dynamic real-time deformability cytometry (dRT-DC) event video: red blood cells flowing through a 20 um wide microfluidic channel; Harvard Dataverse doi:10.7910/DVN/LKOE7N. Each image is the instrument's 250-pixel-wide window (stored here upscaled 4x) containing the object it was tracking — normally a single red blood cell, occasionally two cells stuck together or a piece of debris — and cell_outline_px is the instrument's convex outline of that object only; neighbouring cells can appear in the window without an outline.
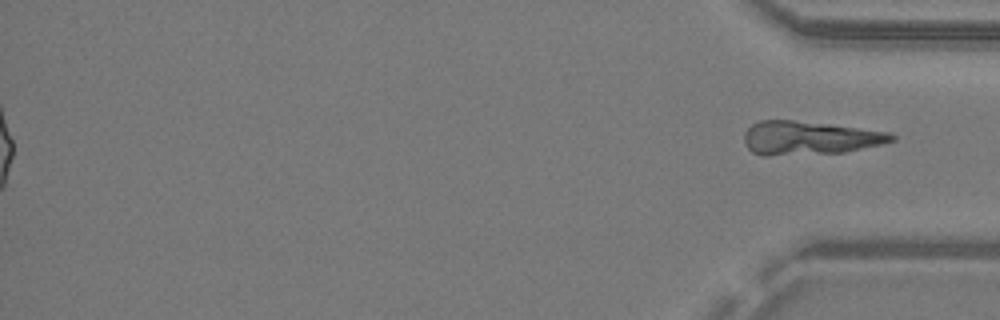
{"species": "common noctule bat (a hibernating species)", "species_latin": "Nyctalus noctula", "temperature_condition": "warm", "stored_images_in_passage": 37, "segment_of_instrument_passage": [2, 2], "camera_frame_rate_fps": 3000, "um_per_image_px": 0.085, "animal": {"sex": "male", "body_mass_g": 19.2, "forearm_length_mm": 51.8}, "frame": {"image": 1, "passage_image": 37, "time_ms": 12.0, "image_size_px": [1000, 320], "cell_outline_px": [[896, 140], [880, 144], [844, 152], [768, 156], [760, 156], [752, 152], [744, 144], [744, 132], [752, 124], [760, 120], [792, 120], [828, 124], [888, 132], [896, 136]], "centroid_in_image_um": [68.74, 11.73], "position_along_channel_um": 366.5, "area_um2": 28.78}}